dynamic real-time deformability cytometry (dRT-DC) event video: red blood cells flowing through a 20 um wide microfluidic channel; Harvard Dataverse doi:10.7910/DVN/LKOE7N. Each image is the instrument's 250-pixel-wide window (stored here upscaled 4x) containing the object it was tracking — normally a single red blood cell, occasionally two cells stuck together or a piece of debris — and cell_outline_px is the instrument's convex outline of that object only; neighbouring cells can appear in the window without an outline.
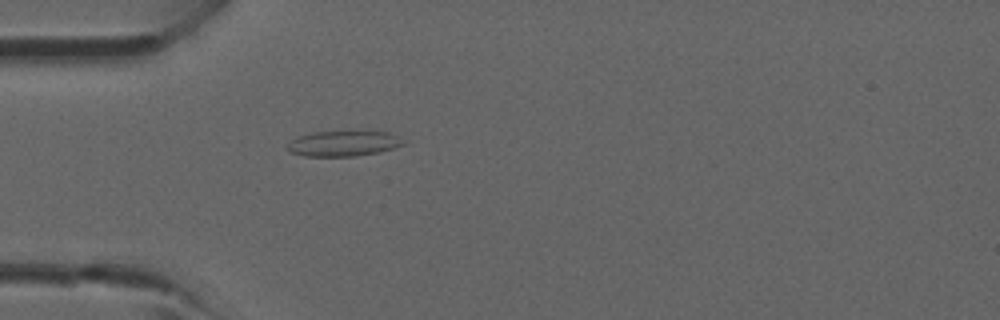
{"species": "common noctule bat (a hibernating species)", "species_latin": "Nyctalus noctula", "temperature_condition": "room temperature", "stored_images_in_passage": 2, "camera_frame_rate_fps": 3000, "um_per_image_px": 0.085, "animal": {"sex": "male", "forearm_length_mm": 52.5}, "frame": {"image": 1, "passage_image": 2, "time_ms": 1.333, "image_size_px": [1000, 320], "cell_outline_px": [[404, 144], [380, 152], [356, 156], [304, 156], [288, 152], [288, 144], [292, 140], [300, 136], [312, 132], [388, 132], [396, 136]], "centroid_in_image_um": [29.14, 12.21], "position_along_channel_um": 55.9, "area_um2": 16.76}}